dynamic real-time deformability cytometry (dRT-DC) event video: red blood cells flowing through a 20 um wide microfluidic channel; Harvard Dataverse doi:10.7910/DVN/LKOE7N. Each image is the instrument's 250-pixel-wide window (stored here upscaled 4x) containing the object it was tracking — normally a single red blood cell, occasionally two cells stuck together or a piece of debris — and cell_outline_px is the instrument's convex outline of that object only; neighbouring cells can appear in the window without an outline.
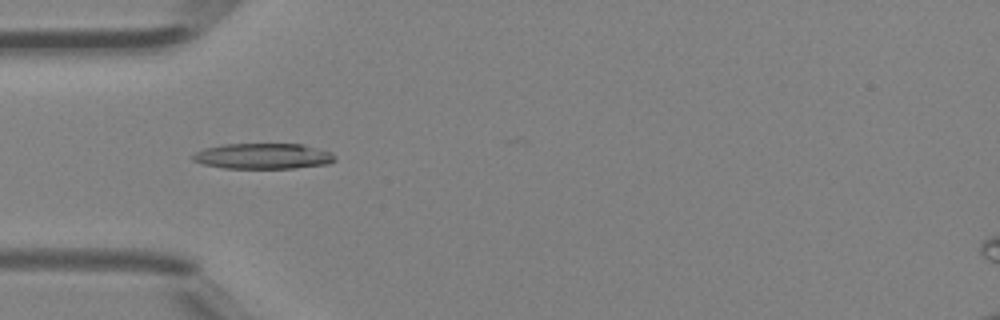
{"species": "Egyptian fruit bat (a non-hibernating species)", "species_latin": "Rousettus aegyptiacus", "temperature_condition": "room temperature", "stored_images_in_passage": 6, "camera_frame_rate_fps": 3000, "um_per_image_px": 0.085, "animal": {"sex": "female"}, "frame": {"image": 1, "passage_image": 4, "time_ms": 1.0, "image_size_px": [1000, 320], "cell_outline_px": [[336, 160], [328, 164], [296, 168], [224, 168], [204, 164], [192, 160], [192, 156], [196, 152], [204, 148], [224, 144], [304, 144], [332, 152], [336, 156]], "centroid_in_image_um": [22.41, 13.27], "position_along_channel_um": 62.6, "area_um2": 21.33}}
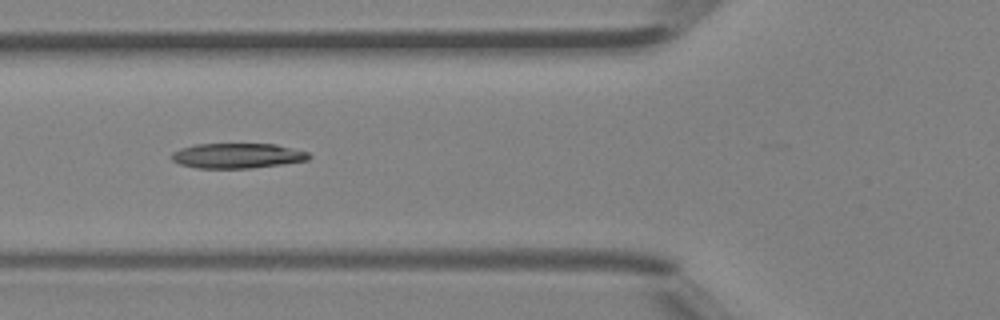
{"frame": {"image": 2, "passage_image": 5, "time_ms": 1.333, "image_size_px": [1000, 320], "cell_outline_px": [[312, 156], [308, 160], [252, 168], [196, 168], [180, 164], [172, 160], [172, 152], [180, 148], [196, 144], [276, 144], [308, 152]], "centroid_in_image_um": [20.17, 13.23], "position_along_channel_um": 105.6, "area_um2": 20.0}}
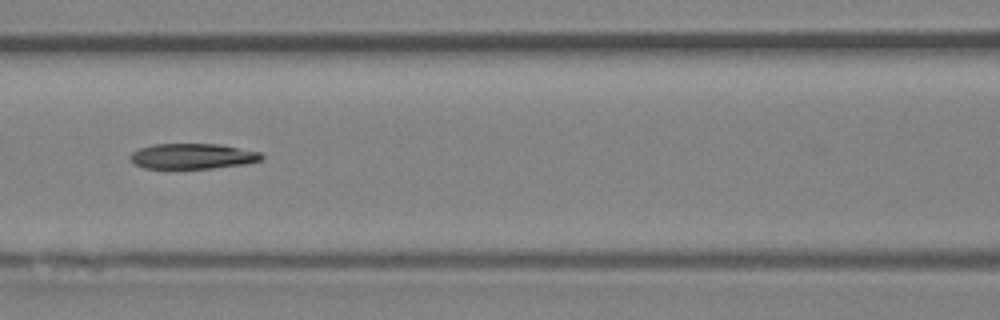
{"frame": {"image": 3, "passage_image": 6, "time_ms": 1.667, "image_size_px": [1000, 320], "cell_outline_px": [[264, 156], [260, 160], [244, 164], [212, 168], [144, 168], [136, 164], [128, 156], [132, 152], [140, 148], [152, 144], [220, 144], [260, 152]], "centroid_in_image_um": [16.36, 13.27], "position_along_channel_um": 150.2, "area_um2": 19.31}}